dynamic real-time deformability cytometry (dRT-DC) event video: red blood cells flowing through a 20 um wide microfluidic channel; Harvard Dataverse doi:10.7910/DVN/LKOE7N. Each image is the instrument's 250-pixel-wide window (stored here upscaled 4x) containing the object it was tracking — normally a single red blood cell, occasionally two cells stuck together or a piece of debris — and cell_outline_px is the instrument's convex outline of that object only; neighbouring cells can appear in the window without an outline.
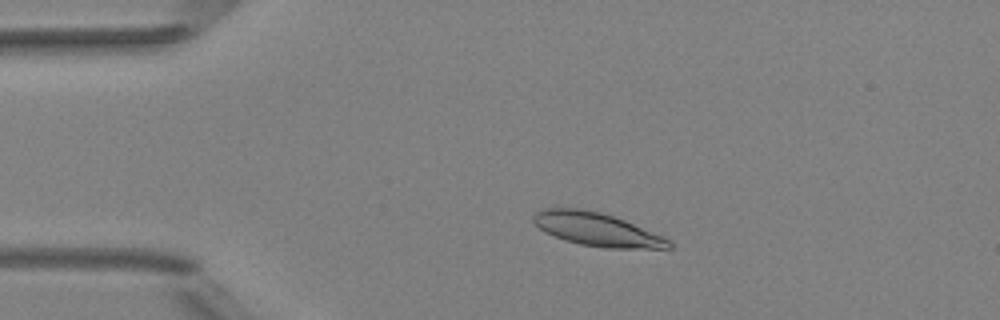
{"species": "Egyptian fruit bat (a non-hibernating species)", "species_latin": "Rousettus aegyptiacus", "temperature_condition": "room temperature", "stored_images_in_passage": 4, "camera_frame_rate_fps": 3000, "um_per_image_px": 0.085, "animal": {"sex": "female"}, "frame": {"image": 1, "passage_image": 3, "time_ms": 2.333, "image_size_px": [1000, 320], "cell_outline_px": [[672, 248], [604, 248], [580, 244], [564, 240], [544, 232], [532, 220], [532, 216], [536, 212], [544, 208], [580, 208], [600, 212], [624, 220], [660, 236], [668, 240], [672, 244]], "centroid_in_image_um": [50.66, 19.49], "position_along_channel_um": 34.3, "area_um2": 25.89}}